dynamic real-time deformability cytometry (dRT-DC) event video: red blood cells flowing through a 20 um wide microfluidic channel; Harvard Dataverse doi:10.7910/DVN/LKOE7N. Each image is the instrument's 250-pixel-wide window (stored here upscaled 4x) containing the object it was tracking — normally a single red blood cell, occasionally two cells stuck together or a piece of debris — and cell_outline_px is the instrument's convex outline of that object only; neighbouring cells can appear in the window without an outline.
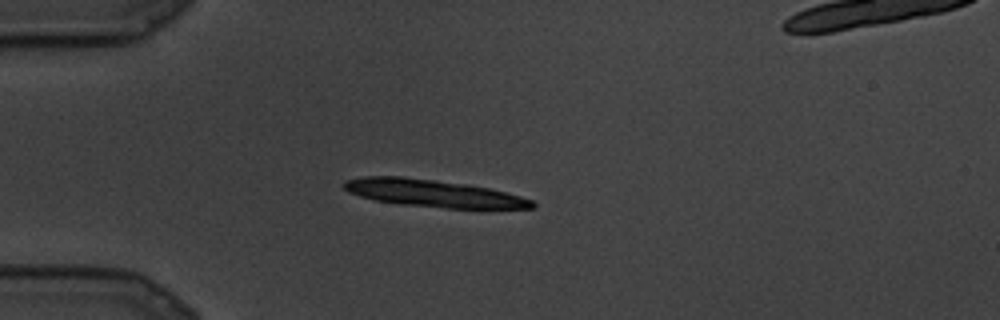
{"species": "common noctule bat (a hibernating species)", "species_latin": "Nyctalus noctula", "temperature_condition": "cold", "stored_images_in_passage": 11, "camera_frame_rate_fps": 3000, "um_per_image_px": 0.085, "animal": {"sex": "male", "body_mass_g": 19.5, "forearm_length_mm": 54.6}, "frame": {"image": 1, "passage_image": 7, "time_ms": 2.0, "image_size_px": [1000, 320], "cell_outline_px": [[536, 208], [448, 208], [400, 204], [376, 200], [360, 196], [348, 192], [344, 188], [344, 180], [364, 176], [404, 176], [468, 184], [488, 188], [520, 196], [532, 200], [536, 204]], "centroid_in_image_um": [36.8, 16.42], "position_along_channel_um": 48.2, "area_um2": 29.82}}
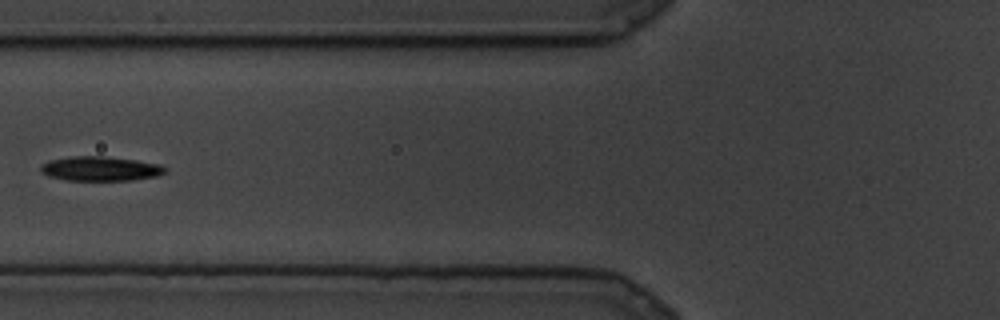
{"frame": {"image": 2, "passage_image": 10, "time_ms": 3.0, "image_size_px": [1000, 320], "cell_outline_px": [[168, 168], [164, 172], [156, 176], [132, 180], [64, 180], [48, 176], [40, 172], [40, 164], [48, 160], [72, 156], [104, 156], [136, 160], [160, 164]], "centroid_in_image_um": [8.49, 14.33], "position_along_channel_um": 117.3, "area_um2": 17.86}}